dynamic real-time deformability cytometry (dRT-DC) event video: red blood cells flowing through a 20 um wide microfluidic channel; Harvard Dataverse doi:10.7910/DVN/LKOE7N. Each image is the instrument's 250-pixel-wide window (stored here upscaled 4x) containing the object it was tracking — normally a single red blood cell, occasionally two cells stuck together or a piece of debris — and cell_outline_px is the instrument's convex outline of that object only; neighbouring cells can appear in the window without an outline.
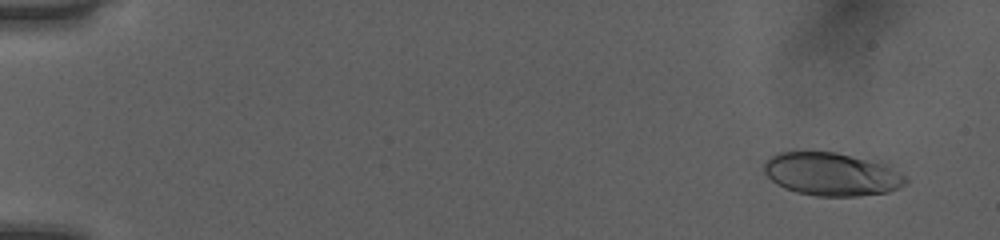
{"species": "human", "species_latin": "Homo sapiens", "temperature_condition": "room temperature", "stored_images_in_passage": 52, "camera_frame_rate_fps": 3000, "um_per_image_px": 0.085, "donor": {"sex": "female"}, "frame": {"image": 1, "passage_image": 4, "time_ms": 1.0, "image_size_px": [1000, 240], "cell_outline_px": [[908, 180], [904, 184], [888, 192], [856, 196], [816, 196], [796, 192], [784, 188], [776, 184], [764, 172], [764, 160], [780, 152], [836, 152], [884, 164], [904, 176]], "centroid_in_image_um": [70.63, 14.81], "position_along_channel_um": 14.4, "area_um2": 35.14}}
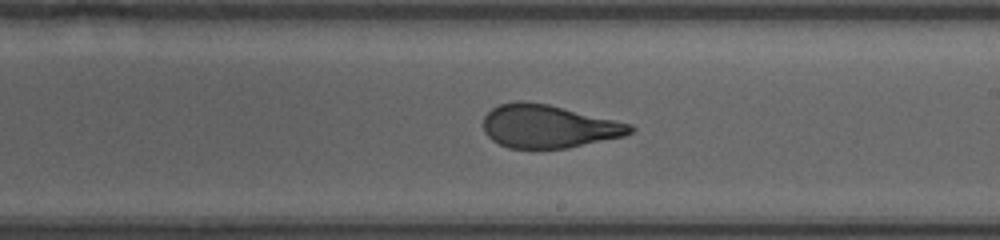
{"frame": {"image": 2, "passage_image": 32, "time_ms": 10.333, "image_size_px": [1000, 240], "cell_outline_px": [[636, 128], [632, 132], [624, 136], [568, 148], [508, 148], [492, 140], [484, 132], [484, 116], [492, 108], [500, 104], [516, 100], [524, 100], [548, 104], [632, 124]], "centroid_in_image_um": [46.62, 10.73], "position_along_channel_um": 242.4, "area_um2": 36.93}}
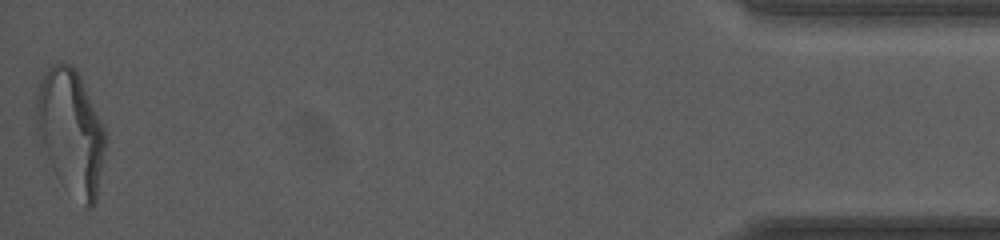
{"frame": {"image": 3, "passage_image": 52, "time_ms": 17.0, "image_size_px": [1000, 240], "cell_outline_px": [[108, 140], [96, 200], [92, 208], [88, 208], [56, 176], [36, 136], [36, 92], [40, 80], [44, 72], [56, 60], [60, 60], [72, 64], [80, 76], [104, 124], [108, 136]], "centroid_in_image_um": [6.03, 11.12], "position_along_channel_um": 429.2, "area_um2": 50.92}, "authors_computed_cell_mechanics": {"area_um2": 37.3677, "velocity_mm_per_s": 4.0424, "shape_relaxation_time_tau1_ms": 6.9792, "shape_relaxation_time_tau2_ms": 0.9601, "deformation_change_tau1": 0.2402, "deformation_change_tau2": 0.0941}}